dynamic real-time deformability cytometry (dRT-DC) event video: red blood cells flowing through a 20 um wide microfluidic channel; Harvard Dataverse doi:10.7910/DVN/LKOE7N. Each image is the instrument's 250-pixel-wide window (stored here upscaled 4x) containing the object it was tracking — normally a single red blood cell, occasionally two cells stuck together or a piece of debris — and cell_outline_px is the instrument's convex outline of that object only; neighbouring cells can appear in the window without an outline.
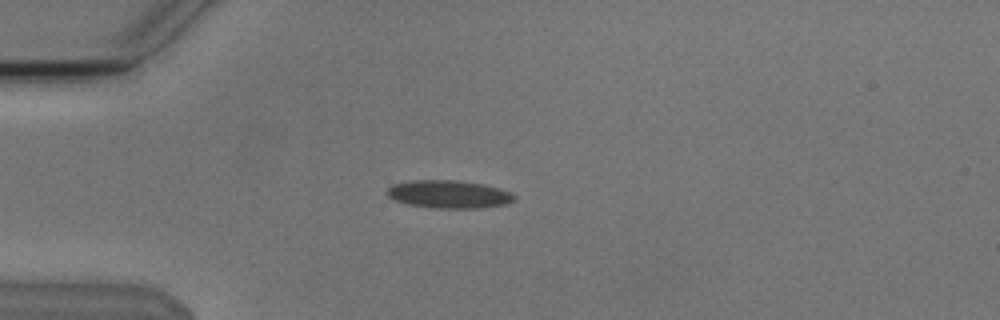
{"species": "Egyptian fruit bat (a non-hibernating species)", "species_latin": "Rousettus aegyptiacus", "temperature_condition": "cold", "stored_images_in_passage": 7, "camera_frame_rate_fps": 3000, "um_per_image_px": 0.085, "animal": {"sex": "male"}, "frame": {"image": 1, "passage_image": 1, "time_ms": 0.0, "image_size_px": [1000, 320], "cell_outline_px": [[516, 200], [504, 204], [480, 208], [432, 208], [408, 204], [396, 200], [388, 196], [388, 188], [392, 184], [408, 180], [452, 180], [484, 184], [500, 188], [512, 192], [516, 196]], "centroid_in_image_um": [38.18, 16.5], "position_along_channel_um": 46.8, "area_um2": 20.75}}
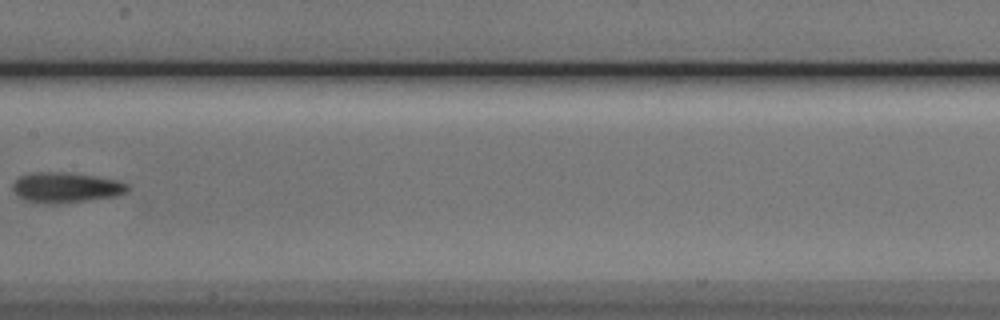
{"frame": {"image": 2, "passage_image": 5, "time_ms": 4.667, "image_size_px": [1000, 320], "cell_outline_px": [[128, 192], [116, 196], [60, 204], [48, 204], [24, 200], [16, 196], [12, 188], [12, 184], [20, 176], [32, 172], [68, 172], [96, 176], [116, 180], [128, 184]], "centroid_in_image_um": [5.57, 15.94], "position_along_channel_um": 201.8, "area_um2": 20.52}}
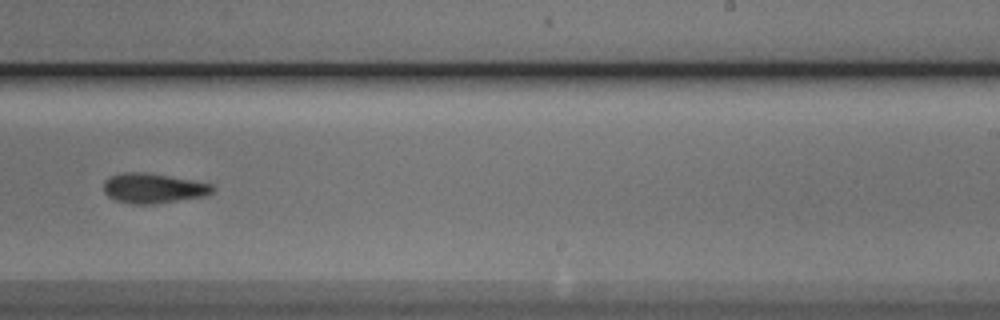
{"frame": {"image": 3, "passage_image": 7, "time_ms": 6.667, "image_size_px": [1000, 320], "cell_outline_px": [[216, 188], [212, 192], [204, 196], [156, 204], [132, 204], [116, 200], [108, 196], [104, 192], [104, 180], [108, 176], [120, 172], [144, 172], [212, 184]], "centroid_in_image_um": [12.98, 16.0], "position_along_channel_um": 276.0, "area_um2": 18.96}}